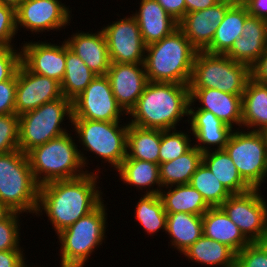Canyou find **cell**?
<instances>
[{"label": "cell", "mask_w": 267, "mask_h": 267, "mask_svg": "<svg viewBox=\"0 0 267 267\" xmlns=\"http://www.w3.org/2000/svg\"><path fill=\"white\" fill-rule=\"evenodd\" d=\"M133 16L146 46L162 40L178 28V21L156 0H141L140 8Z\"/></svg>", "instance_id": "cell-23"}, {"label": "cell", "mask_w": 267, "mask_h": 267, "mask_svg": "<svg viewBox=\"0 0 267 267\" xmlns=\"http://www.w3.org/2000/svg\"><path fill=\"white\" fill-rule=\"evenodd\" d=\"M125 112L113 95L109 78L96 76L91 83L72 100V120L121 122Z\"/></svg>", "instance_id": "cell-11"}, {"label": "cell", "mask_w": 267, "mask_h": 267, "mask_svg": "<svg viewBox=\"0 0 267 267\" xmlns=\"http://www.w3.org/2000/svg\"><path fill=\"white\" fill-rule=\"evenodd\" d=\"M237 130L231 133L224 150L231 157L242 179L252 189H259L267 177L265 137L262 132Z\"/></svg>", "instance_id": "cell-10"}, {"label": "cell", "mask_w": 267, "mask_h": 267, "mask_svg": "<svg viewBox=\"0 0 267 267\" xmlns=\"http://www.w3.org/2000/svg\"><path fill=\"white\" fill-rule=\"evenodd\" d=\"M235 267H267L265 251L256 243H250L236 254Z\"/></svg>", "instance_id": "cell-41"}, {"label": "cell", "mask_w": 267, "mask_h": 267, "mask_svg": "<svg viewBox=\"0 0 267 267\" xmlns=\"http://www.w3.org/2000/svg\"><path fill=\"white\" fill-rule=\"evenodd\" d=\"M187 133L174 129L161 130L159 164L177 159L193 146ZM189 137V138H188Z\"/></svg>", "instance_id": "cell-37"}, {"label": "cell", "mask_w": 267, "mask_h": 267, "mask_svg": "<svg viewBox=\"0 0 267 267\" xmlns=\"http://www.w3.org/2000/svg\"><path fill=\"white\" fill-rule=\"evenodd\" d=\"M19 116L15 113L0 115V154L19 149Z\"/></svg>", "instance_id": "cell-38"}, {"label": "cell", "mask_w": 267, "mask_h": 267, "mask_svg": "<svg viewBox=\"0 0 267 267\" xmlns=\"http://www.w3.org/2000/svg\"><path fill=\"white\" fill-rule=\"evenodd\" d=\"M202 158L203 153L193 145L177 159L159 164L161 187L189 184Z\"/></svg>", "instance_id": "cell-33"}, {"label": "cell", "mask_w": 267, "mask_h": 267, "mask_svg": "<svg viewBox=\"0 0 267 267\" xmlns=\"http://www.w3.org/2000/svg\"><path fill=\"white\" fill-rule=\"evenodd\" d=\"M197 52L179 28L147 45L143 64L148 81L189 85Z\"/></svg>", "instance_id": "cell-3"}, {"label": "cell", "mask_w": 267, "mask_h": 267, "mask_svg": "<svg viewBox=\"0 0 267 267\" xmlns=\"http://www.w3.org/2000/svg\"><path fill=\"white\" fill-rule=\"evenodd\" d=\"M70 50L78 55L97 76L107 74L110 58L106 39L102 30L97 33H74L65 41Z\"/></svg>", "instance_id": "cell-22"}, {"label": "cell", "mask_w": 267, "mask_h": 267, "mask_svg": "<svg viewBox=\"0 0 267 267\" xmlns=\"http://www.w3.org/2000/svg\"><path fill=\"white\" fill-rule=\"evenodd\" d=\"M259 191L260 188L232 194L220 206L251 243L267 234V201Z\"/></svg>", "instance_id": "cell-12"}, {"label": "cell", "mask_w": 267, "mask_h": 267, "mask_svg": "<svg viewBox=\"0 0 267 267\" xmlns=\"http://www.w3.org/2000/svg\"><path fill=\"white\" fill-rule=\"evenodd\" d=\"M262 134H263L264 137H265V140H266V149H267V129L263 130V131H262Z\"/></svg>", "instance_id": "cell-53"}, {"label": "cell", "mask_w": 267, "mask_h": 267, "mask_svg": "<svg viewBox=\"0 0 267 267\" xmlns=\"http://www.w3.org/2000/svg\"><path fill=\"white\" fill-rule=\"evenodd\" d=\"M189 185L202 195L210 207H220L232 195L203 162L192 175Z\"/></svg>", "instance_id": "cell-35"}, {"label": "cell", "mask_w": 267, "mask_h": 267, "mask_svg": "<svg viewBox=\"0 0 267 267\" xmlns=\"http://www.w3.org/2000/svg\"><path fill=\"white\" fill-rule=\"evenodd\" d=\"M242 125L262 132L267 129V84L250 78L242 94ZM254 127V128H253Z\"/></svg>", "instance_id": "cell-25"}, {"label": "cell", "mask_w": 267, "mask_h": 267, "mask_svg": "<svg viewBox=\"0 0 267 267\" xmlns=\"http://www.w3.org/2000/svg\"><path fill=\"white\" fill-rule=\"evenodd\" d=\"M244 5L251 16L267 20V0H245Z\"/></svg>", "instance_id": "cell-47"}, {"label": "cell", "mask_w": 267, "mask_h": 267, "mask_svg": "<svg viewBox=\"0 0 267 267\" xmlns=\"http://www.w3.org/2000/svg\"><path fill=\"white\" fill-rule=\"evenodd\" d=\"M14 49L13 46L0 47V82L10 80L21 64V51Z\"/></svg>", "instance_id": "cell-42"}, {"label": "cell", "mask_w": 267, "mask_h": 267, "mask_svg": "<svg viewBox=\"0 0 267 267\" xmlns=\"http://www.w3.org/2000/svg\"><path fill=\"white\" fill-rule=\"evenodd\" d=\"M101 30L106 39L111 63H144L146 45L133 15L114 21Z\"/></svg>", "instance_id": "cell-13"}, {"label": "cell", "mask_w": 267, "mask_h": 267, "mask_svg": "<svg viewBox=\"0 0 267 267\" xmlns=\"http://www.w3.org/2000/svg\"><path fill=\"white\" fill-rule=\"evenodd\" d=\"M219 3H226L231 6H238L245 3V0H216Z\"/></svg>", "instance_id": "cell-51"}, {"label": "cell", "mask_w": 267, "mask_h": 267, "mask_svg": "<svg viewBox=\"0 0 267 267\" xmlns=\"http://www.w3.org/2000/svg\"><path fill=\"white\" fill-rule=\"evenodd\" d=\"M203 235L227 245L236 254L251 242L220 207H210L202 215Z\"/></svg>", "instance_id": "cell-24"}, {"label": "cell", "mask_w": 267, "mask_h": 267, "mask_svg": "<svg viewBox=\"0 0 267 267\" xmlns=\"http://www.w3.org/2000/svg\"><path fill=\"white\" fill-rule=\"evenodd\" d=\"M66 42L62 45L29 42L21 48V62L33 73L47 76L59 83L65 75Z\"/></svg>", "instance_id": "cell-17"}, {"label": "cell", "mask_w": 267, "mask_h": 267, "mask_svg": "<svg viewBox=\"0 0 267 267\" xmlns=\"http://www.w3.org/2000/svg\"><path fill=\"white\" fill-rule=\"evenodd\" d=\"M73 138L67 132L34 147L27 153L33 177L39 186L56 181L75 179L88 171L83 168L87 157L80 153Z\"/></svg>", "instance_id": "cell-4"}, {"label": "cell", "mask_w": 267, "mask_h": 267, "mask_svg": "<svg viewBox=\"0 0 267 267\" xmlns=\"http://www.w3.org/2000/svg\"><path fill=\"white\" fill-rule=\"evenodd\" d=\"M21 213L11 212L0 221V251L21 249L19 246V215Z\"/></svg>", "instance_id": "cell-39"}, {"label": "cell", "mask_w": 267, "mask_h": 267, "mask_svg": "<svg viewBox=\"0 0 267 267\" xmlns=\"http://www.w3.org/2000/svg\"><path fill=\"white\" fill-rule=\"evenodd\" d=\"M119 172L121 181L128 185L136 186L139 189L152 188L157 185V189L146 190L145 194L159 195L162 190L160 182L159 164L141 161L137 159H124L122 164L115 169ZM159 187V188H158Z\"/></svg>", "instance_id": "cell-32"}, {"label": "cell", "mask_w": 267, "mask_h": 267, "mask_svg": "<svg viewBox=\"0 0 267 267\" xmlns=\"http://www.w3.org/2000/svg\"><path fill=\"white\" fill-rule=\"evenodd\" d=\"M171 187L175 188L171 189ZM166 188L170 189L167 192L161 190L159 196L167 214L191 213L202 216L210 208L202 195L189 184Z\"/></svg>", "instance_id": "cell-29"}, {"label": "cell", "mask_w": 267, "mask_h": 267, "mask_svg": "<svg viewBox=\"0 0 267 267\" xmlns=\"http://www.w3.org/2000/svg\"><path fill=\"white\" fill-rule=\"evenodd\" d=\"M202 162L231 194H241L252 188L242 179L231 157L224 149L203 153Z\"/></svg>", "instance_id": "cell-28"}, {"label": "cell", "mask_w": 267, "mask_h": 267, "mask_svg": "<svg viewBox=\"0 0 267 267\" xmlns=\"http://www.w3.org/2000/svg\"><path fill=\"white\" fill-rule=\"evenodd\" d=\"M176 21L186 14L185 0H156Z\"/></svg>", "instance_id": "cell-46"}, {"label": "cell", "mask_w": 267, "mask_h": 267, "mask_svg": "<svg viewBox=\"0 0 267 267\" xmlns=\"http://www.w3.org/2000/svg\"><path fill=\"white\" fill-rule=\"evenodd\" d=\"M189 85L148 82L136 106L129 112V124L142 128L170 130L189 114Z\"/></svg>", "instance_id": "cell-2"}, {"label": "cell", "mask_w": 267, "mask_h": 267, "mask_svg": "<svg viewBox=\"0 0 267 267\" xmlns=\"http://www.w3.org/2000/svg\"><path fill=\"white\" fill-rule=\"evenodd\" d=\"M16 33V10L0 4V47L13 46L11 42Z\"/></svg>", "instance_id": "cell-40"}, {"label": "cell", "mask_w": 267, "mask_h": 267, "mask_svg": "<svg viewBox=\"0 0 267 267\" xmlns=\"http://www.w3.org/2000/svg\"><path fill=\"white\" fill-rule=\"evenodd\" d=\"M185 257L198 264L219 267H235L236 253L227 245L202 235L183 251Z\"/></svg>", "instance_id": "cell-31"}, {"label": "cell", "mask_w": 267, "mask_h": 267, "mask_svg": "<svg viewBox=\"0 0 267 267\" xmlns=\"http://www.w3.org/2000/svg\"><path fill=\"white\" fill-rule=\"evenodd\" d=\"M24 0H0V4L17 9Z\"/></svg>", "instance_id": "cell-49"}, {"label": "cell", "mask_w": 267, "mask_h": 267, "mask_svg": "<svg viewBox=\"0 0 267 267\" xmlns=\"http://www.w3.org/2000/svg\"><path fill=\"white\" fill-rule=\"evenodd\" d=\"M106 210L102 201L93 211L57 234L61 243V267H83L94 249L102 244Z\"/></svg>", "instance_id": "cell-6"}, {"label": "cell", "mask_w": 267, "mask_h": 267, "mask_svg": "<svg viewBox=\"0 0 267 267\" xmlns=\"http://www.w3.org/2000/svg\"><path fill=\"white\" fill-rule=\"evenodd\" d=\"M161 130L129 124L125 159L159 164Z\"/></svg>", "instance_id": "cell-27"}, {"label": "cell", "mask_w": 267, "mask_h": 267, "mask_svg": "<svg viewBox=\"0 0 267 267\" xmlns=\"http://www.w3.org/2000/svg\"><path fill=\"white\" fill-rule=\"evenodd\" d=\"M71 123L86 151L93 152L116 169L122 164L126 158L129 122L124 123L125 126L119 122L93 120H71Z\"/></svg>", "instance_id": "cell-9"}, {"label": "cell", "mask_w": 267, "mask_h": 267, "mask_svg": "<svg viewBox=\"0 0 267 267\" xmlns=\"http://www.w3.org/2000/svg\"><path fill=\"white\" fill-rule=\"evenodd\" d=\"M106 76L118 105L129 115L149 82L144 64L111 63Z\"/></svg>", "instance_id": "cell-16"}, {"label": "cell", "mask_w": 267, "mask_h": 267, "mask_svg": "<svg viewBox=\"0 0 267 267\" xmlns=\"http://www.w3.org/2000/svg\"><path fill=\"white\" fill-rule=\"evenodd\" d=\"M251 78L261 84H267V48L250 67Z\"/></svg>", "instance_id": "cell-45"}, {"label": "cell", "mask_w": 267, "mask_h": 267, "mask_svg": "<svg viewBox=\"0 0 267 267\" xmlns=\"http://www.w3.org/2000/svg\"><path fill=\"white\" fill-rule=\"evenodd\" d=\"M267 48V20L249 15L245 19L241 37L225 54L232 60L251 67Z\"/></svg>", "instance_id": "cell-20"}, {"label": "cell", "mask_w": 267, "mask_h": 267, "mask_svg": "<svg viewBox=\"0 0 267 267\" xmlns=\"http://www.w3.org/2000/svg\"><path fill=\"white\" fill-rule=\"evenodd\" d=\"M72 120V101L62 96L19 116V149L28 153L34 147L67 133L60 127L64 117Z\"/></svg>", "instance_id": "cell-8"}, {"label": "cell", "mask_w": 267, "mask_h": 267, "mask_svg": "<svg viewBox=\"0 0 267 267\" xmlns=\"http://www.w3.org/2000/svg\"><path fill=\"white\" fill-rule=\"evenodd\" d=\"M218 3L216 0H185L186 13L201 11L214 6Z\"/></svg>", "instance_id": "cell-48"}, {"label": "cell", "mask_w": 267, "mask_h": 267, "mask_svg": "<svg viewBox=\"0 0 267 267\" xmlns=\"http://www.w3.org/2000/svg\"><path fill=\"white\" fill-rule=\"evenodd\" d=\"M189 92L191 106L196 100L202 104L197 110L211 112L232 129L234 124L242 127V94H229L214 88H189Z\"/></svg>", "instance_id": "cell-19"}, {"label": "cell", "mask_w": 267, "mask_h": 267, "mask_svg": "<svg viewBox=\"0 0 267 267\" xmlns=\"http://www.w3.org/2000/svg\"><path fill=\"white\" fill-rule=\"evenodd\" d=\"M231 5L216 3L214 6L186 13L179 21L178 28L197 51H205Z\"/></svg>", "instance_id": "cell-18"}, {"label": "cell", "mask_w": 267, "mask_h": 267, "mask_svg": "<svg viewBox=\"0 0 267 267\" xmlns=\"http://www.w3.org/2000/svg\"><path fill=\"white\" fill-rule=\"evenodd\" d=\"M97 179V172H87L75 179L56 180L39 186L35 215H41L39 213L44 210L55 233H60L104 201L98 190L100 187L96 185Z\"/></svg>", "instance_id": "cell-1"}, {"label": "cell", "mask_w": 267, "mask_h": 267, "mask_svg": "<svg viewBox=\"0 0 267 267\" xmlns=\"http://www.w3.org/2000/svg\"><path fill=\"white\" fill-rule=\"evenodd\" d=\"M16 74L0 82V115L15 113Z\"/></svg>", "instance_id": "cell-43"}, {"label": "cell", "mask_w": 267, "mask_h": 267, "mask_svg": "<svg viewBox=\"0 0 267 267\" xmlns=\"http://www.w3.org/2000/svg\"><path fill=\"white\" fill-rule=\"evenodd\" d=\"M264 251L267 258V234L260 240L256 242Z\"/></svg>", "instance_id": "cell-52"}, {"label": "cell", "mask_w": 267, "mask_h": 267, "mask_svg": "<svg viewBox=\"0 0 267 267\" xmlns=\"http://www.w3.org/2000/svg\"><path fill=\"white\" fill-rule=\"evenodd\" d=\"M22 249L0 251V267H26Z\"/></svg>", "instance_id": "cell-44"}, {"label": "cell", "mask_w": 267, "mask_h": 267, "mask_svg": "<svg viewBox=\"0 0 267 267\" xmlns=\"http://www.w3.org/2000/svg\"><path fill=\"white\" fill-rule=\"evenodd\" d=\"M11 211L2 203L0 202V221L6 218Z\"/></svg>", "instance_id": "cell-50"}, {"label": "cell", "mask_w": 267, "mask_h": 267, "mask_svg": "<svg viewBox=\"0 0 267 267\" xmlns=\"http://www.w3.org/2000/svg\"><path fill=\"white\" fill-rule=\"evenodd\" d=\"M166 233L170 235L174 249L183 253L203 235L202 216L191 213L167 214Z\"/></svg>", "instance_id": "cell-30"}, {"label": "cell", "mask_w": 267, "mask_h": 267, "mask_svg": "<svg viewBox=\"0 0 267 267\" xmlns=\"http://www.w3.org/2000/svg\"><path fill=\"white\" fill-rule=\"evenodd\" d=\"M250 78L248 65L226 55L198 51L189 88H214L229 94H243Z\"/></svg>", "instance_id": "cell-7"}, {"label": "cell", "mask_w": 267, "mask_h": 267, "mask_svg": "<svg viewBox=\"0 0 267 267\" xmlns=\"http://www.w3.org/2000/svg\"><path fill=\"white\" fill-rule=\"evenodd\" d=\"M135 206V216L143 229L150 235L159 229L166 231L167 213L157 194H143Z\"/></svg>", "instance_id": "cell-36"}, {"label": "cell", "mask_w": 267, "mask_h": 267, "mask_svg": "<svg viewBox=\"0 0 267 267\" xmlns=\"http://www.w3.org/2000/svg\"><path fill=\"white\" fill-rule=\"evenodd\" d=\"M60 83L31 72L22 62L16 72L15 114L20 116L61 98Z\"/></svg>", "instance_id": "cell-14"}, {"label": "cell", "mask_w": 267, "mask_h": 267, "mask_svg": "<svg viewBox=\"0 0 267 267\" xmlns=\"http://www.w3.org/2000/svg\"><path fill=\"white\" fill-rule=\"evenodd\" d=\"M247 7L242 4L231 6L218 26L210 46L205 52L225 55L238 37H241L245 19L249 16Z\"/></svg>", "instance_id": "cell-26"}, {"label": "cell", "mask_w": 267, "mask_h": 267, "mask_svg": "<svg viewBox=\"0 0 267 267\" xmlns=\"http://www.w3.org/2000/svg\"><path fill=\"white\" fill-rule=\"evenodd\" d=\"M188 115L191 116L188 120V123L191 124L190 131H192L194 138L201 143L194 145L198 150L202 153L208 152L212 145L217 146L213 150L224 149L231 133L234 131L230 126L223 123L209 111L194 110L191 107V103L189 104Z\"/></svg>", "instance_id": "cell-21"}, {"label": "cell", "mask_w": 267, "mask_h": 267, "mask_svg": "<svg viewBox=\"0 0 267 267\" xmlns=\"http://www.w3.org/2000/svg\"><path fill=\"white\" fill-rule=\"evenodd\" d=\"M38 197L27 154L20 149L0 154V202L11 212L36 213Z\"/></svg>", "instance_id": "cell-5"}, {"label": "cell", "mask_w": 267, "mask_h": 267, "mask_svg": "<svg viewBox=\"0 0 267 267\" xmlns=\"http://www.w3.org/2000/svg\"><path fill=\"white\" fill-rule=\"evenodd\" d=\"M96 76L66 43L65 75L60 83L62 95L72 101Z\"/></svg>", "instance_id": "cell-34"}, {"label": "cell", "mask_w": 267, "mask_h": 267, "mask_svg": "<svg viewBox=\"0 0 267 267\" xmlns=\"http://www.w3.org/2000/svg\"><path fill=\"white\" fill-rule=\"evenodd\" d=\"M69 8L59 0H24L16 9V27L31 32L60 30L71 19Z\"/></svg>", "instance_id": "cell-15"}]
</instances>
